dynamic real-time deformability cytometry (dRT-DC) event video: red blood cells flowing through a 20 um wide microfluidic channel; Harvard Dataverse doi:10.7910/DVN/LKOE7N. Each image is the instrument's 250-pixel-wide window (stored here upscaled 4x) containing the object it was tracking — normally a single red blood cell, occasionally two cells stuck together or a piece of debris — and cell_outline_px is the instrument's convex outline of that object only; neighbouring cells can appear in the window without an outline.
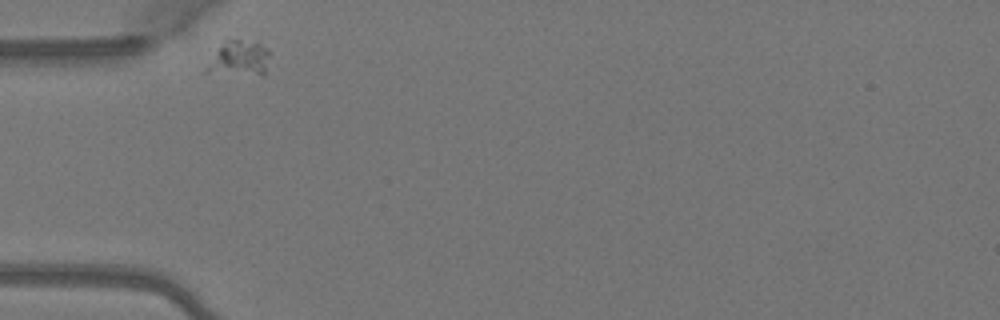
{"species": "Egyptian fruit bat (a non-hibernating species)", "species_latin": "Rousettus aegyptiacus", "temperature_condition": "warm", "stored_images_in_passage": 3, "camera_frame_rate_fps": 3000, "um_per_image_px": 0.085, "animal": {"sex": "female"}, "frame": {"image": 1, "passage_image": 1, "time_ms": 0.0, "image_size_px": [1000, 320], "cell_outline_px": [[268, 56], [264, 76], [260, 76], [204, 72], [204, 68], [224, 36], [256, 40], [268, 48]], "centroid_in_image_um": [20.29, 4.89], "position_along_channel_um": 64.7, "area_um2": 13.93}}
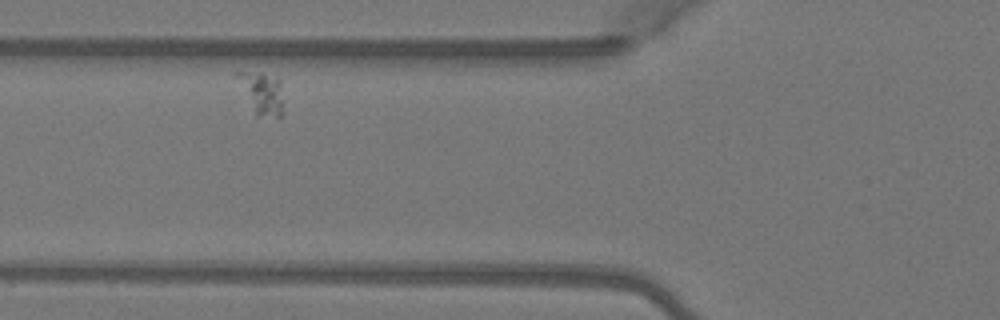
{"frame": {"image": 2, "passage_image": 2, "time_ms": 0.333, "image_size_px": [1000, 320], "cell_outline_px": [[284, 100], [280, 116], [256, 116], [232, 72], [260, 72], [276, 76], [280, 80]], "centroid_in_image_um": [22.25, 7.86], "position_along_channel_um": 103.5, "area_um2": 11.56}}
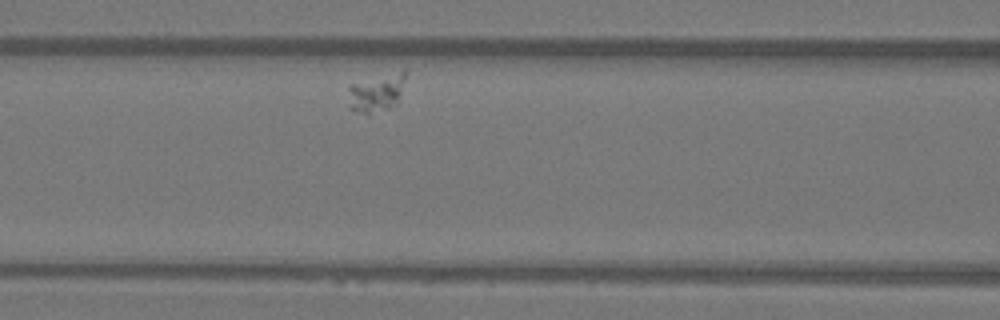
{"frame": {"image": 3, "passage_image": 3, "time_ms": 0.667, "image_size_px": [1000, 320], "cell_outline_px": [[408, 72], [400, 92], [396, 100], [388, 108], [368, 116], [352, 108], [348, 88], [348, 84], [404, 68], [408, 68]], "centroid_in_image_um": [32.03, 7.81], "position_along_channel_um": 134.6, "area_um2": 12.77}}